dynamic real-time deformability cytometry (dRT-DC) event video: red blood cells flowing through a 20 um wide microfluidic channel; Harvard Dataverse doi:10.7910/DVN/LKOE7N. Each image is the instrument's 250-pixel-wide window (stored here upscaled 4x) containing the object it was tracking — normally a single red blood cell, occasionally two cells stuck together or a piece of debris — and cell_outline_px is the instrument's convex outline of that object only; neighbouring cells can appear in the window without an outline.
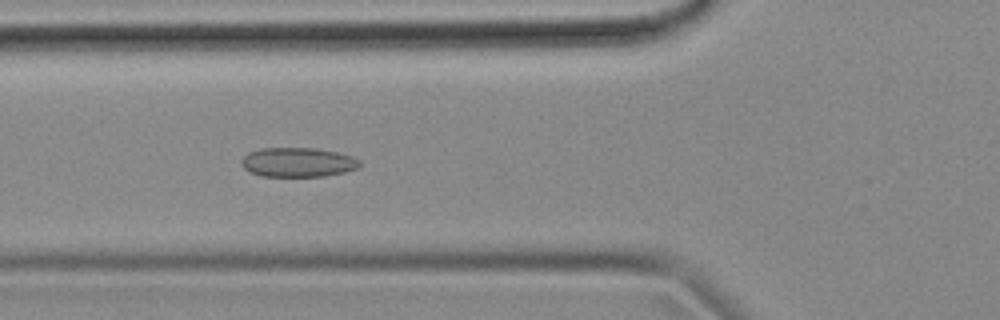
{"species": "common noctule bat (a hibernating species)", "species_latin": "Nyctalus noctula", "temperature_condition": "cold", "stored_images_in_passage": 40, "camera_frame_rate_fps": 3000, "um_per_image_px": 0.085, "animal": {"sex": "female", "body_mass_g": 18.4}, "frame": {"image": 1, "passage_image": 5, "time_ms": 1.333, "image_size_px": [1000, 320], "cell_outline_px": [[360, 168], [344, 172], [324, 176], [260, 176], [248, 172], [240, 164], [240, 160], [248, 152], [260, 148], [316, 148], [336, 152], [352, 156], [360, 160]], "centroid_in_image_um": [25.29, 13.79], "position_along_channel_um": 100.5, "area_um2": 20.46}}
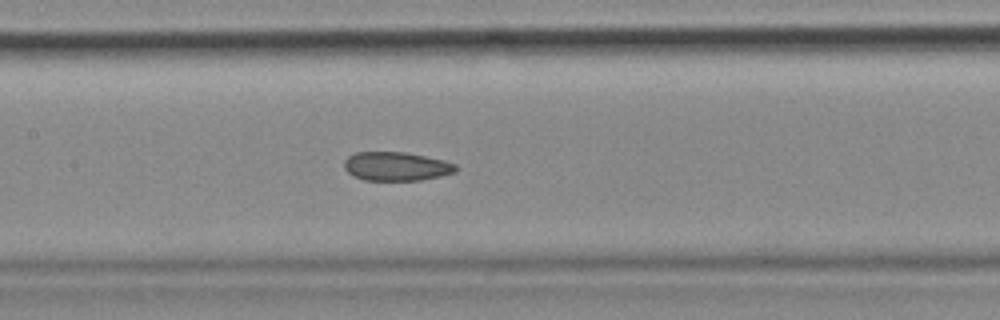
{"frame": {"image": 2, "passage_image": 11, "time_ms": 3.333, "image_size_px": [1000, 320], "cell_outline_px": [[456, 172], [440, 176], [420, 180], [364, 180], [352, 176], [344, 168], [344, 160], [348, 156], [356, 152], [404, 152], [444, 160], [456, 164]], "centroid_in_image_um": [33.66, 14.14], "position_along_channel_um": 173.7, "area_um2": 18.73}}
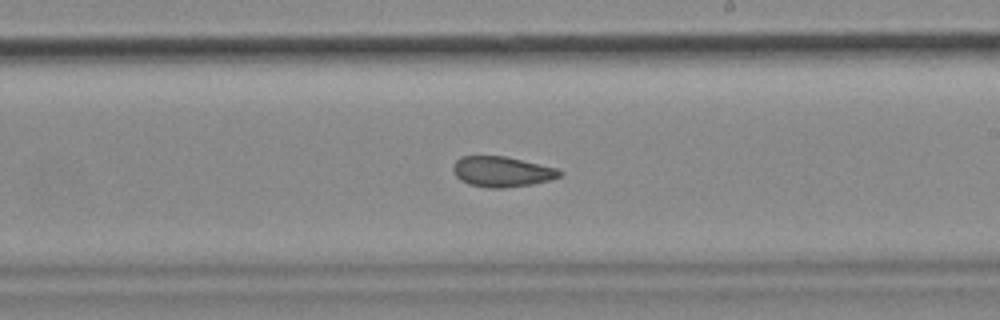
{"frame": {"image": 3, "passage_image": 17, "time_ms": 5.333, "image_size_px": [1000, 320], "cell_outline_px": [[564, 172], [560, 176], [548, 180], [532, 184], [504, 188], [488, 188], [468, 184], [460, 180], [452, 172], [452, 164], [460, 156], [504, 156], [556, 168]], "centroid_in_image_um": [42.6, 14.59], "position_along_channel_um": 246.4, "area_um2": 18.9}, "authors_computed_cell_mechanics": {"area_um2": 19.5075, "velocity_mm_per_s": 3.6543, "shape_relaxation_time_tau1_ms": null, "shape_relaxation_time_tau2_ms": 2.1721, "deformation_change_tau1": null, "deformation_change_tau2": 0.076}}